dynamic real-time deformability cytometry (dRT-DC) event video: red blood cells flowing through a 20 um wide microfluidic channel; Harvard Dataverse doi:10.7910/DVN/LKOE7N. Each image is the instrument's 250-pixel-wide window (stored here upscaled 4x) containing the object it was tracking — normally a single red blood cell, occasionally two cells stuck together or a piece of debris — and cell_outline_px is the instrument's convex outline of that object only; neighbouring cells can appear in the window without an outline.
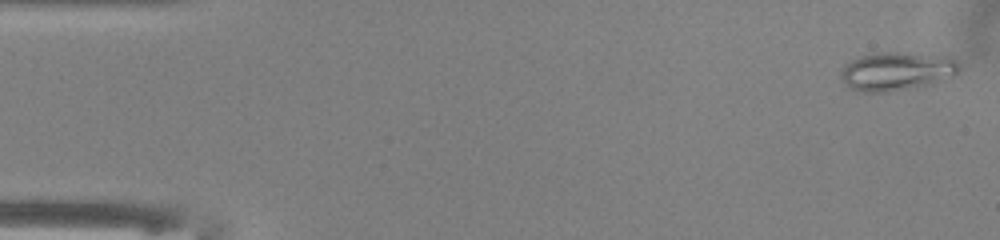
{"species": "common noctule bat (a hibernating species)", "species_latin": "Nyctalus noctula", "temperature_condition": "warm", "stored_images_in_passage": 49, "camera_frame_rate_fps": 3000, "um_per_image_px": 0.085, "animal": {"sex": "male", "body_mass_g": 13.0, "forearm_length_mm": 53.1}, "frame": {"image": 1, "passage_image": 1, "time_ms": 0.0, "image_size_px": [1000, 240], "cell_outline_px": [[960, 68], [956, 72], [944, 80], [936, 84], [916, 88], [888, 92], [864, 92], [848, 88], [840, 76], [840, 72], [844, 64], [860, 56], [872, 52], [896, 52], [956, 60]], "centroid_in_image_um": [76.12, 6.1], "position_along_channel_um": 8.9, "area_um2": 26.36}}
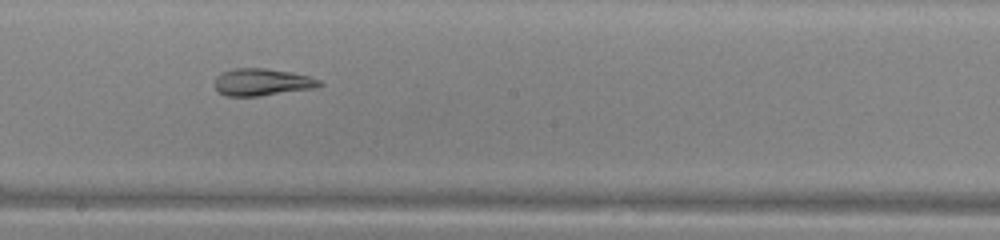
{"frame": {"image": 2, "passage_image": 27, "time_ms": 8.667, "image_size_px": [1000, 240], "cell_outline_px": [[324, 84], [316, 88], [256, 96], [228, 96], [220, 92], [212, 84], [216, 76], [220, 72], [236, 68], [264, 68], [288, 72], [308, 76], [320, 80]], "centroid_in_image_um": [22.24, 6.98], "position_along_channel_um": 226.0, "area_um2": 16.53}}
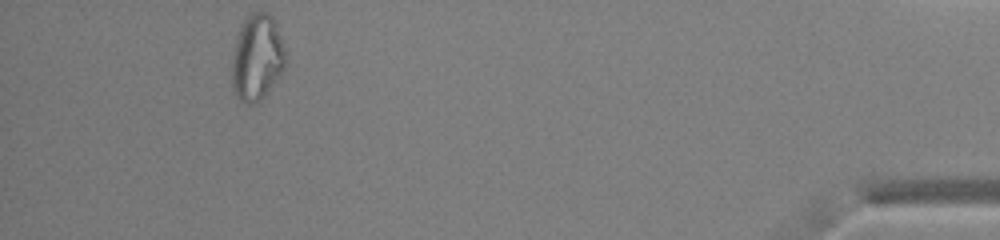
{"frame": {"image": 3, "passage_image": 46, "time_ms": 15.0, "image_size_px": [1000, 240], "cell_outline_px": [[284, 68], [264, 96], [256, 104], [244, 104], [236, 96], [232, 88], [232, 56], [236, 36], [244, 20], [252, 12], [268, 12], [272, 16], [280, 36], [284, 48]], "centroid_in_image_um": [21.81, 4.9], "position_along_channel_um": 413.4, "area_um2": 26.7}, "authors_computed_cell_mechanics": {"area_um2": 21.5594, "velocity_mm_per_s": 4.0502, "shape_relaxation_time_tau1_ms": null, "shape_relaxation_time_tau2_ms": 3.7062, "deformation_change_tau1": null, "deformation_change_tau2": 0.0817}}